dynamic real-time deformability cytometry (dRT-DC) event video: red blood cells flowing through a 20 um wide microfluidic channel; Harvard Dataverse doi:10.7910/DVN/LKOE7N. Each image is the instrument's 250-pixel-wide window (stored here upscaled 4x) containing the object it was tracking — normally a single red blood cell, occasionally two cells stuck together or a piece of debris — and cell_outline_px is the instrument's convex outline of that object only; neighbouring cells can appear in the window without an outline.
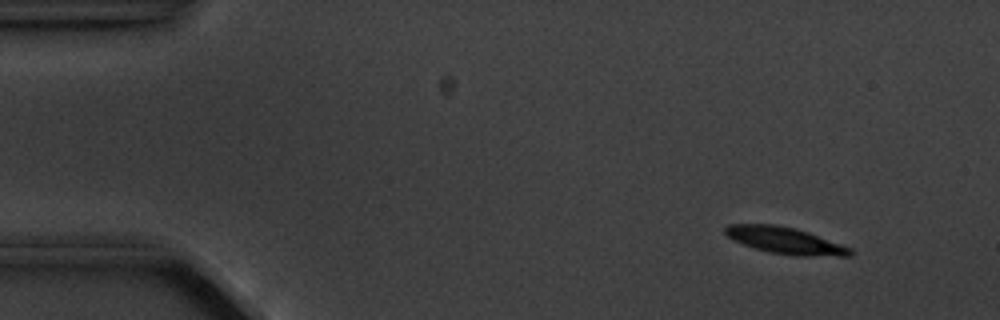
{"species": "common noctule bat (a hibernating species)", "species_latin": "Nyctalus noctula", "temperature_condition": "cold", "stored_images_in_passage": 5, "segment_of_instrument_passage": [2, 2], "camera_frame_rate_fps": 3000, "um_per_image_px": 0.085, "animal": {"sex": "male", "body_mass_g": 20.1, "forearm_length_mm": 53.5}, "frame": {"image": 1, "passage_image": 5, "time_ms": 5.333, "image_size_px": [1000, 320], "cell_outline_px": [[852, 256], [796, 256], [768, 252], [752, 248], [732, 240], [724, 232], [724, 228], [728, 224], [776, 224], [808, 232], [852, 248]], "centroid_in_image_um": [66.71, 20.45], "position_along_channel_um": 18.3, "area_um2": 19.54}}